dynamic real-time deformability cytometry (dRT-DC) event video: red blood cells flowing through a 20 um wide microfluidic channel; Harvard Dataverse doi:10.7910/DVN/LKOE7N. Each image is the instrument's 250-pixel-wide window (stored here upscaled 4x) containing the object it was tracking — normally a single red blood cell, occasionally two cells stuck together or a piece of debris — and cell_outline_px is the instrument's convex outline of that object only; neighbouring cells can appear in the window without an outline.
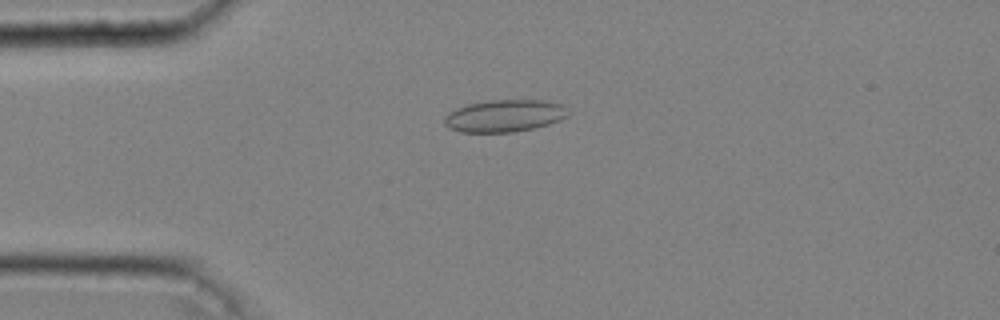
{"species": "common noctule bat (a hibernating species)", "species_latin": "Nyctalus noctula", "temperature_condition": "cold", "stored_images_in_passage": 39, "camera_frame_rate_fps": 3000, "um_per_image_px": 0.085, "animal": {"sex": "male", "body_mass_g": 20.4}, "frame": {"image": 1, "passage_image": 7, "time_ms": 2.0, "image_size_px": [1000, 320], "cell_outline_px": [[568, 116], [560, 120], [548, 124], [532, 128], [512, 132], [460, 132], [448, 128], [444, 124], [444, 116], [456, 108], [468, 104], [488, 100], [544, 100], [560, 104], [568, 112]], "centroid_in_image_um": [42.84, 9.84], "position_along_channel_um": 42.2, "area_um2": 23.12}}
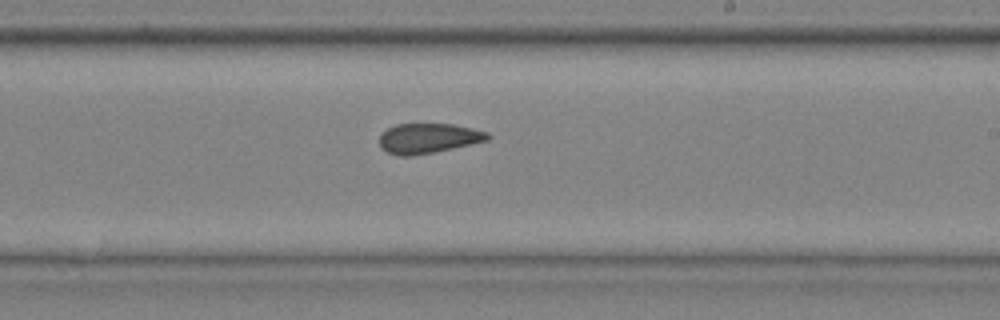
{"frame": {"image": 2, "passage_image": 24, "time_ms": 7.667, "image_size_px": [1000, 320], "cell_outline_px": [[492, 136], [488, 140], [472, 144], [436, 152], [412, 156], [396, 156], [388, 152], [380, 144], [380, 136], [388, 128], [396, 124], [452, 124], [472, 128], [488, 132]], "centroid_in_image_um": [36.44, 11.76], "position_along_channel_um": 252.6, "area_um2": 18.9}}
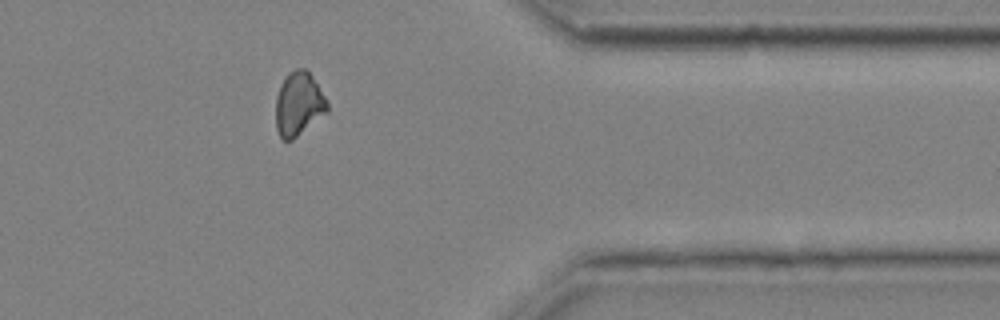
{"frame": {"image": 3, "passage_image": 35, "time_ms": 11.333, "image_size_px": [1000, 320], "cell_outline_px": [[328, 112], [292, 140], [280, 140], [276, 128], [276, 96], [280, 84], [288, 72], [296, 68], [304, 68], [312, 76], [328, 100]], "centroid_in_image_um": [25.38, 8.84], "position_along_channel_um": 386.0, "area_um2": 19.36}, "authors_computed_cell_mechanics": {"area_um2": 19.652, "velocity_mm_per_s": 4.0758, "shape_relaxation_time_tau1_ms": null, "shape_relaxation_time_tau2_ms": 2.8369, "deformation_change_tau1": null, "deformation_change_tau2": 0.0758}}